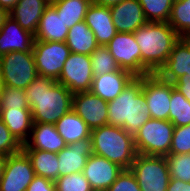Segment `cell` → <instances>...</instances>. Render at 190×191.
Masks as SVG:
<instances>
[{
    "mask_svg": "<svg viewBox=\"0 0 190 191\" xmlns=\"http://www.w3.org/2000/svg\"><path fill=\"white\" fill-rule=\"evenodd\" d=\"M25 93L33 122L55 124L72 110L73 93L50 77L37 75Z\"/></svg>",
    "mask_w": 190,
    "mask_h": 191,
    "instance_id": "cell-1",
    "label": "cell"
},
{
    "mask_svg": "<svg viewBox=\"0 0 190 191\" xmlns=\"http://www.w3.org/2000/svg\"><path fill=\"white\" fill-rule=\"evenodd\" d=\"M134 36L141 50V76L157 73L181 38L168 22H147Z\"/></svg>",
    "mask_w": 190,
    "mask_h": 191,
    "instance_id": "cell-2",
    "label": "cell"
},
{
    "mask_svg": "<svg viewBox=\"0 0 190 191\" xmlns=\"http://www.w3.org/2000/svg\"><path fill=\"white\" fill-rule=\"evenodd\" d=\"M150 119L142 92V76H135L123 91L108 102V124L134 133Z\"/></svg>",
    "mask_w": 190,
    "mask_h": 191,
    "instance_id": "cell-3",
    "label": "cell"
},
{
    "mask_svg": "<svg viewBox=\"0 0 190 191\" xmlns=\"http://www.w3.org/2000/svg\"><path fill=\"white\" fill-rule=\"evenodd\" d=\"M92 151L123 169H130L138 154L133 134L122 127L105 125L91 130Z\"/></svg>",
    "mask_w": 190,
    "mask_h": 191,
    "instance_id": "cell-4",
    "label": "cell"
},
{
    "mask_svg": "<svg viewBox=\"0 0 190 191\" xmlns=\"http://www.w3.org/2000/svg\"><path fill=\"white\" fill-rule=\"evenodd\" d=\"M174 127L169 120L150 118L133 135L137 153L166 157L170 151Z\"/></svg>",
    "mask_w": 190,
    "mask_h": 191,
    "instance_id": "cell-5",
    "label": "cell"
},
{
    "mask_svg": "<svg viewBox=\"0 0 190 191\" xmlns=\"http://www.w3.org/2000/svg\"><path fill=\"white\" fill-rule=\"evenodd\" d=\"M130 170L141 191H167L170 174L165 156L137 154Z\"/></svg>",
    "mask_w": 190,
    "mask_h": 191,
    "instance_id": "cell-6",
    "label": "cell"
},
{
    "mask_svg": "<svg viewBox=\"0 0 190 191\" xmlns=\"http://www.w3.org/2000/svg\"><path fill=\"white\" fill-rule=\"evenodd\" d=\"M37 75L33 52H11L1 56L2 86L25 90Z\"/></svg>",
    "mask_w": 190,
    "mask_h": 191,
    "instance_id": "cell-7",
    "label": "cell"
},
{
    "mask_svg": "<svg viewBox=\"0 0 190 191\" xmlns=\"http://www.w3.org/2000/svg\"><path fill=\"white\" fill-rule=\"evenodd\" d=\"M33 55L38 75L58 80L71 51L66 42L34 40Z\"/></svg>",
    "mask_w": 190,
    "mask_h": 191,
    "instance_id": "cell-8",
    "label": "cell"
},
{
    "mask_svg": "<svg viewBox=\"0 0 190 191\" xmlns=\"http://www.w3.org/2000/svg\"><path fill=\"white\" fill-rule=\"evenodd\" d=\"M174 84L157 73L142 76V92L149 107L151 119L169 120L171 92Z\"/></svg>",
    "mask_w": 190,
    "mask_h": 191,
    "instance_id": "cell-9",
    "label": "cell"
},
{
    "mask_svg": "<svg viewBox=\"0 0 190 191\" xmlns=\"http://www.w3.org/2000/svg\"><path fill=\"white\" fill-rule=\"evenodd\" d=\"M91 57L85 54L70 53L57 80L73 94L90 91L93 82Z\"/></svg>",
    "mask_w": 190,
    "mask_h": 191,
    "instance_id": "cell-10",
    "label": "cell"
},
{
    "mask_svg": "<svg viewBox=\"0 0 190 191\" xmlns=\"http://www.w3.org/2000/svg\"><path fill=\"white\" fill-rule=\"evenodd\" d=\"M30 158L22 150L7 158L0 191H26L35 177Z\"/></svg>",
    "mask_w": 190,
    "mask_h": 191,
    "instance_id": "cell-11",
    "label": "cell"
},
{
    "mask_svg": "<svg viewBox=\"0 0 190 191\" xmlns=\"http://www.w3.org/2000/svg\"><path fill=\"white\" fill-rule=\"evenodd\" d=\"M107 47L121 69L141 76V50L134 33L117 32Z\"/></svg>",
    "mask_w": 190,
    "mask_h": 191,
    "instance_id": "cell-12",
    "label": "cell"
},
{
    "mask_svg": "<svg viewBox=\"0 0 190 191\" xmlns=\"http://www.w3.org/2000/svg\"><path fill=\"white\" fill-rule=\"evenodd\" d=\"M72 109L91 130L108 125V102L91 91L74 93Z\"/></svg>",
    "mask_w": 190,
    "mask_h": 191,
    "instance_id": "cell-13",
    "label": "cell"
},
{
    "mask_svg": "<svg viewBox=\"0 0 190 191\" xmlns=\"http://www.w3.org/2000/svg\"><path fill=\"white\" fill-rule=\"evenodd\" d=\"M122 170L123 168L108 159L91 154L82 173L94 191H106Z\"/></svg>",
    "mask_w": 190,
    "mask_h": 191,
    "instance_id": "cell-14",
    "label": "cell"
},
{
    "mask_svg": "<svg viewBox=\"0 0 190 191\" xmlns=\"http://www.w3.org/2000/svg\"><path fill=\"white\" fill-rule=\"evenodd\" d=\"M34 40V34L23 29L16 20L8 16L0 28V55L32 52Z\"/></svg>",
    "mask_w": 190,
    "mask_h": 191,
    "instance_id": "cell-15",
    "label": "cell"
},
{
    "mask_svg": "<svg viewBox=\"0 0 190 191\" xmlns=\"http://www.w3.org/2000/svg\"><path fill=\"white\" fill-rule=\"evenodd\" d=\"M93 154L92 139L78 140L57 153L59 177L83 172L88 157Z\"/></svg>",
    "mask_w": 190,
    "mask_h": 191,
    "instance_id": "cell-16",
    "label": "cell"
},
{
    "mask_svg": "<svg viewBox=\"0 0 190 191\" xmlns=\"http://www.w3.org/2000/svg\"><path fill=\"white\" fill-rule=\"evenodd\" d=\"M109 9L117 32L134 33L148 22L139 0H123Z\"/></svg>",
    "mask_w": 190,
    "mask_h": 191,
    "instance_id": "cell-17",
    "label": "cell"
},
{
    "mask_svg": "<svg viewBox=\"0 0 190 191\" xmlns=\"http://www.w3.org/2000/svg\"><path fill=\"white\" fill-rule=\"evenodd\" d=\"M157 74L171 83L180 76H190V38H180Z\"/></svg>",
    "mask_w": 190,
    "mask_h": 191,
    "instance_id": "cell-18",
    "label": "cell"
},
{
    "mask_svg": "<svg viewBox=\"0 0 190 191\" xmlns=\"http://www.w3.org/2000/svg\"><path fill=\"white\" fill-rule=\"evenodd\" d=\"M84 22L90 28L97 44L100 46H107L117 33L109 7L91 3Z\"/></svg>",
    "mask_w": 190,
    "mask_h": 191,
    "instance_id": "cell-19",
    "label": "cell"
},
{
    "mask_svg": "<svg viewBox=\"0 0 190 191\" xmlns=\"http://www.w3.org/2000/svg\"><path fill=\"white\" fill-rule=\"evenodd\" d=\"M67 143L57 132L55 124L33 122V127L23 149H39L58 153Z\"/></svg>",
    "mask_w": 190,
    "mask_h": 191,
    "instance_id": "cell-20",
    "label": "cell"
},
{
    "mask_svg": "<svg viewBox=\"0 0 190 191\" xmlns=\"http://www.w3.org/2000/svg\"><path fill=\"white\" fill-rule=\"evenodd\" d=\"M135 76L128 70L119 69L93 77L91 92L109 102L115 99Z\"/></svg>",
    "mask_w": 190,
    "mask_h": 191,
    "instance_id": "cell-21",
    "label": "cell"
},
{
    "mask_svg": "<svg viewBox=\"0 0 190 191\" xmlns=\"http://www.w3.org/2000/svg\"><path fill=\"white\" fill-rule=\"evenodd\" d=\"M50 5L47 0H19L9 16L25 30L35 35L43 12Z\"/></svg>",
    "mask_w": 190,
    "mask_h": 191,
    "instance_id": "cell-22",
    "label": "cell"
},
{
    "mask_svg": "<svg viewBox=\"0 0 190 191\" xmlns=\"http://www.w3.org/2000/svg\"><path fill=\"white\" fill-rule=\"evenodd\" d=\"M69 29L61 15L50 4L40 18L38 29L34 35L37 41L66 42Z\"/></svg>",
    "mask_w": 190,
    "mask_h": 191,
    "instance_id": "cell-23",
    "label": "cell"
},
{
    "mask_svg": "<svg viewBox=\"0 0 190 191\" xmlns=\"http://www.w3.org/2000/svg\"><path fill=\"white\" fill-rule=\"evenodd\" d=\"M0 119L17 140L24 145L33 127L31 109H0Z\"/></svg>",
    "mask_w": 190,
    "mask_h": 191,
    "instance_id": "cell-24",
    "label": "cell"
},
{
    "mask_svg": "<svg viewBox=\"0 0 190 191\" xmlns=\"http://www.w3.org/2000/svg\"><path fill=\"white\" fill-rule=\"evenodd\" d=\"M55 127L67 145L90 138L91 135V129L73 109L63 115Z\"/></svg>",
    "mask_w": 190,
    "mask_h": 191,
    "instance_id": "cell-25",
    "label": "cell"
},
{
    "mask_svg": "<svg viewBox=\"0 0 190 191\" xmlns=\"http://www.w3.org/2000/svg\"><path fill=\"white\" fill-rule=\"evenodd\" d=\"M66 44L72 53L89 55L99 46L84 21L69 28Z\"/></svg>",
    "mask_w": 190,
    "mask_h": 191,
    "instance_id": "cell-26",
    "label": "cell"
},
{
    "mask_svg": "<svg viewBox=\"0 0 190 191\" xmlns=\"http://www.w3.org/2000/svg\"><path fill=\"white\" fill-rule=\"evenodd\" d=\"M30 158L35 175L55 181L59 177L57 153L39 149H22Z\"/></svg>",
    "mask_w": 190,
    "mask_h": 191,
    "instance_id": "cell-27",
    "label": "cell"
},
{
    "mask_svg": "<svg viewBox=\"0 0 190 191\" xmlns=\"http://www.w3.org/2000/svg\"><path fill=\"white\" fill-rule=\"evenodd\" d=\"M89 0H56L50 3L61 15L67 28L73 27L76 23L84 21L89 6Z\"/></svg>",
    "mask_w": 190,
    "mask_h": 191,
    "instance_id": "cell-28",
    "label": "cell"
},
{
    "mask_svg": "<svg viewBox=\"0 0 190 191\" xmlns=\"http://www.w3.org/2000/svg\"><path fill=\"white\" fill-rule=\"evenodd\" d=\"M168 23L181 38H190V0H174Z\"/></svg>",
    "mask_w": 190,
    "mask_h": 191,
    "instance_id": "cell-29",
    "label": "cell"
},
{
    "mask_svg": "<svg viewBox=\"0 0 190 191\" xmlns=\"http://www.w3.org/2000/svg\"><path fill=\"white\" fill-rule=\"evenodd\" d=\"M169 121L174 126L190 124V102L176 89L171 92Z\"/></svg>",
    "mask_w": 190,
    "mask_h": 191,
    "instance_id": "cell-30",
    "label": "cell"
},
{
    "mask_svg": "<svg viewBox=\"0 0 190 191\" xmlns=\"http://www.w3.org/2000/svg\"><path fill=\"white\" fill-rule=\"evenodd\" d=\"M148 22H168L174 0H139Z\"/></svg>",
    "mask_w": 190,
    "mask_h": 191,
    "instance_id": "cell-31",
    "label": "cell"
},
{
    "mask_svg": "<svg viewBox=\"0 0 190 191\" xmlns=\"http://www.w3.org/2000/svg\"><path fill=\"white\" fill-rule=\"evenodd\" d=\"M91 65L94 76L104 75L120 69L107 46H98L91 54Z\"/></svg>",
    "mask_w": 190,
    "mask_h": 191,
    "instance_id": "cell-32",
    "label": "cell"
},
{
    "mask_svg": "<svg viewBox=\"0 0 190 191\" xmlns=\"http://www.w3.org/2000/svg\"><path fill=\"white\" fill-rule=\"evenodd\" d=\"M30 109L24 89L2 86L0 90V109Z\"/></svg>",
    "mask_w": 190,
    "mask_h": 191,
    "instance_id": "cell-33",
    "label": "cell"
},
{
    "mask_svg": "<svg viewBox=\"0 0 190 191\" xmlns=\"http://www.w3.org/2000/svg\"><path fill=\"white\" fill-rule=\"evenodd\" d=\"M166 159L170 178L190 182V158L187 154H168Z\"/></svg>",
    "mask_w": 190,
    "mask_h": 191,
    "instance_id": "cell-34",
    "label": "cell"
},
{
    "mask_svg": "<svg viewBox=\"0 0 190 191\" xmlns=\"http://www.w3.org/2000/svg\"><path fill=\"white\" fill-rule=\"evenodd\" d=\"M54 183L56 191H94L82 172L58 177Z\"/></svg>",
    "mask_w": 190,
    "mask_h": 191,
    "instance_id": "cell-35",
    "label": "cell"
},
{
    "mask_svg": "<svg viewBox=\"0 0 190 191\" xmlns=\"http://www.w3.org/2000/svg\"><path fill=\"white\" fill-rule=\"evenodd\" d=\"M190 151V124L175 126L169 154H187Z\"/></svg>",
    "mask_w": 190,
    "mask_h": 191,
    "instance_id": "cell-36",
    "label": "cell"
},
{
    "mask_svg": "<svg viewBox=\"0 0 190 191\" xmlns=\"http://www.w3.org/2000/svg\"><path fill=\"white\" fill-rule=\"evenodd\" d=\"M23 145L9 131L5 123L0 119V154L10 156L21 152Z\"/></svg>",
    "mask_w": 190,
    "mask_h": 191,
    "instance_id": "cell-37",
    "label": "cell"
},
{
    "mask_svg": "<svg viewBox=\"0 0 190 191\" xmlns=\"http://www.w3.org/2000/svg\"><path fill=\"white\" fill-rule=\"evenodd\" d=\"M106 191H141L135 175L130 169H123Z\"/></svg>",
    "mask_w": 190,
    "mask_h": 191,
    "instance_id": "cell-38",
    "label": "cell"
},
{
    "mask_svg": "<svg viewBox=\"0 0 190 191\" xmlns=\"http://www.w3.org/2000/svg\"><path fill=\"white\" fill-rule=\"evenodd\" d=\"M26 191H56L55 183L47 178L35 176Z\"/></svg>",
    "mask_w": 190,
    "mask_h": 191,
    "instance_id": "cell-39",
    "label": "cell"
},
{
    "mask_svg": "<svg viewBox=\"0 0 190 191\" xmlns=\"http://www.w3.org/2000/svg\"><path fill=\"white\" fill-rule=\"evenodd\" d=\"M174 87L190 102V76L183 75L174 82Z\"/></svg>",
    "mask_w": 190,
    "mask_h": 191,
    "instance_id": "cell-40",
    "label": "cell"
},
{
    "mask_svg": "<svg viewBox=\"0 0 190 191\" xmlns=\"http://www.w3.org/2000/svg\"><path fill=\"white\" fill-rule=\"evenodd\" d=\"M167 191H190V182L170 178Z\"/></svg>",
    "mask_w": 190,
    "mask_h": 191,
    "instance_id": "cell-41",
    "label": "cell"
},
{
    "mask_svg": "<svg viewBox=\"0 0 190 191\" xmlns=\"http://www.w3.org/2000/svg\"><path fill=\"white\" fill-rule=\"evenodd\" d=\"M19 0H0V7L8 13L14 8Z\"/></svg>",
    "mask_w": 190,
    "mask_h": 191,
    "instance_id": "cell-42",
    "label": "cell"
},
{
    "mask_svg": "<svg viewBox=\"0 0 190 191\" xmlns=\"http://www.w3.org/2000/svg\"><path fill=\"white\" fill-rule=\"evenodd\" d=\"M123 0H94L92 3L105 6V7H111L114 5H117L118 3L122 2Z\"/></svg>",
    "mask_w": 190,
    "mask_h": 191,
    "instance_id": "cell-43",
    "label": "cell"
},
{
    "mask_svg": "<svg viewBox=\"0 0 190 191\" xmlns=\"http://www.w3.org/2000/svg\"><path fill=\"white\" fill-rule=\"evenodd\" d=\"M7 158H8V156L0 154V181H1L3 173H4V168H5Z\"/></svg>",
    "mask_w": 190,
    "mask_h": 191,
    "instance_id": "cell-44",
    "label": "cell"
},
{
    "mask_svg": "<svg viewBox=\"0 0 190 191\" xmlns=\"http://www.w3.org/2000/svg\"><path fill=\"white\" fill-rule=\"evenodd\" d=\"M9 16V13L0 7V28L4 24L5 19Z\"/></svg>",
    "mask_w": 190,
    "mask_h": 191,
    "instance_id": "cell-45",
    "label": "cell"
},
{
    "mask_svg": "<svg viewBox=\"0 0 190 191\" xmlns=\"http://www.w3.org/2000/svg\"><path fill=\"white\" fill-rule=\"evenodd\" d=\"M49 3H52V2H54V1H56V0H47Z\"/></svg>",
    "mask_w": 190,
    "mask_h": 191,
    "instance_id": "cell-46",
    "label": "cell"
}]
</instances>
